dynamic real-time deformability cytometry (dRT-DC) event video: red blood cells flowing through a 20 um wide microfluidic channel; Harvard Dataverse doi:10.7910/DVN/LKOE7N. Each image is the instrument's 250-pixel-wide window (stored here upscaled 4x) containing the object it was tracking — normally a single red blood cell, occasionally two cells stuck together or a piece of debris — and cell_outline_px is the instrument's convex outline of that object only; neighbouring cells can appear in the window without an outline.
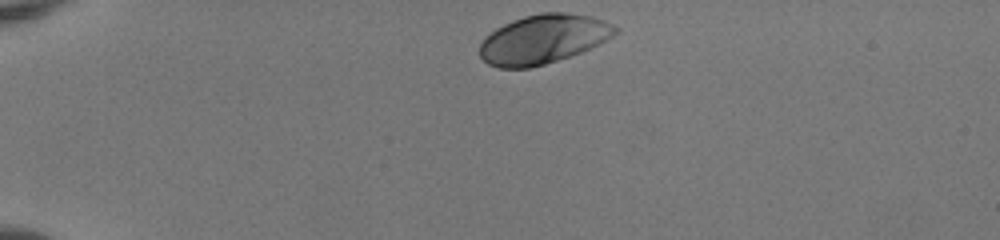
{"species": "human", "species_latin": "Homo sapiens", "temperature_condition": "room temperature", "stored_images_in_passage": 36, "camera_frame_rate_fps": 3000, "um_per_image_px": 0.085, "donor": {"sex": "female"}, "frame": {"image": 1, "passage_image": 1, "time_ms": 0.0, "image_size_px": [1000, 240], "cell_outline_px": [[620, 32], [608, 40], [600, 44], [580, 52], [544, 64], [528, 68], [500, 68], [488, 64], [480, 56], [480, 44], [496, 28], [512, 20], [524, 16], [540, 12], [564, 12], [592, 16], [604, 20], [620, 28]], "centroid_in_image_um": [46.23, 3.31], "position_along_channel_um": 38.8, "area_um2": 38.78}}
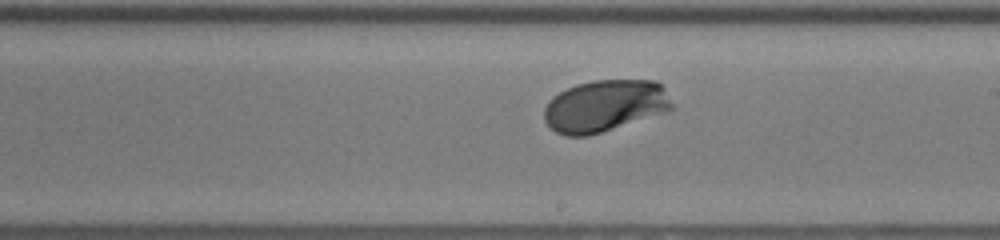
{"frame": {"image": 2, "passage_image": 21, "time_ms": 6.667, "image_size_px": [1000, 240], "cell_outline_px": [[672, 108], [668, 112], [588, 136], [564, 136], [556, 132], [544, 120], [544, 108], [552, 96], [576, 84], [592, 80], [656, 80], [664, 88], [672, 104]], "centroid_in_image_um": [51.4, 9.0], "position_along_channel_um": 237.6, "area_um2": 38.73}}
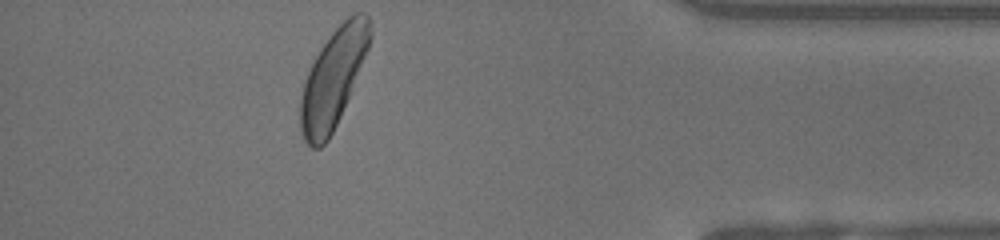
{"frame": {"image": 3, "passage_image": 36, "time_ms": 11.667, "image_size_px": [1000, 240], "cell_outline_px": [[372, 36], [368, 48], [352, 92], [328, 140], [320, 148], [312, 148], [304, 140], [300, 132], [300, 100], [304, 84], [308, 72], [320, 48], [328, 36], [348, 16], [356, 12], [364, 12], [368, 16], [372, 32]], "centroid_in_image_um": [28.33, 6.66], "position_along_channel_um": 406.9, "area_um2": 39.65}, "authors_computed_cell_mechanics": {"area_um2": 38.4659, "velocity_mm_per_s": 3.963, "shape_relaxation_time_tau1_ms": 1.5876, "shape_relaxation_time_tau2_ms": null, "deformation_change_tau1": 0.1172, "deformation_change_tau2": null}}